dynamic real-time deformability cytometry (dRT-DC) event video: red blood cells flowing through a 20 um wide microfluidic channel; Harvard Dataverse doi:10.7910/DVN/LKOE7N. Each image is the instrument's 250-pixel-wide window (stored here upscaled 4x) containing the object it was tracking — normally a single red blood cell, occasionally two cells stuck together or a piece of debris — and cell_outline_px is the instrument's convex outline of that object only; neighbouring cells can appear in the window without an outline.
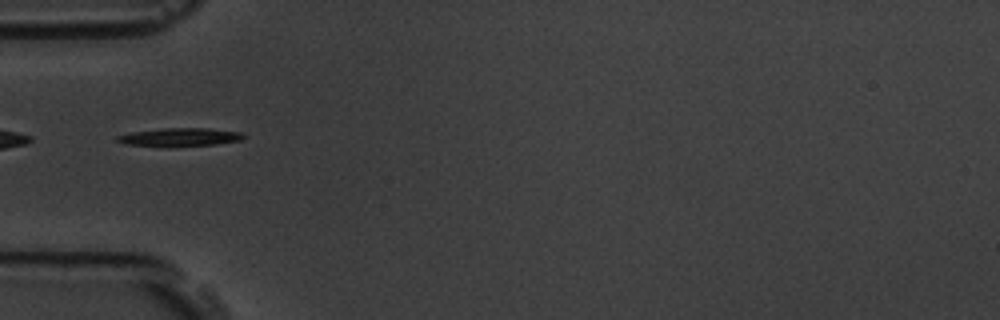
{"species": "common noctule bat (a hibernating species)", "species_latin": "Nyctalus noctula", "temperature_condition": "room temperature", "stored_images_in_passage": 4, "camera_frame_rate_fps": 3000, "um_per_image_px": 0.085, "animal": {"sex": "male", "body_mass_g": 19.5, "forearm_length_mm": 54.6}, "frame": {"image": 1, "passage_image": 2, "time_ms": 2.0, "image_size_px": [1000, 320], "cell_outline_px": [[244, 136], [240, 140], [216, 144], [168, 148], [160, 148], [124, 144], [116, 140], [116, 136], [132, 132], [164, 128], [208, 128], [240, 132]], "centroid_in_image_um": [15.2, 11.68], "position_along_channel_um": 69.8, "area_um2": 13.81}}
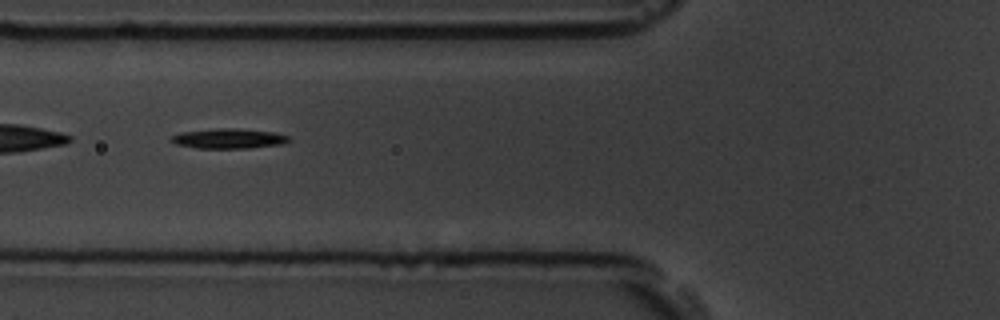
{"frame": {"image": 2, "passage_image": 3, "time_ms": 3.0, "image_size_px": [1000, 320], "cell_outline_px": [[288, 140], [284, 144], [248, 148], [196, 148], [176, 144], [168, 140], [172, 136], [180, 132], [216, 128], [236, 128], [276, 132], [288, 136]], "centroid_in_image_um": [19.41, 11.77], "position_along_channel_um": 106.4, "area_um2": 13.76}}
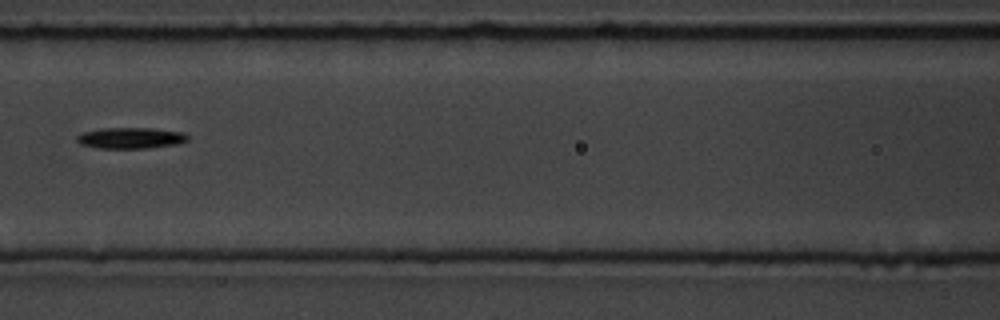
{"frame": {"image": 3, "passage_image": 4, "time_ms": 4.333, "image_size_px": [1000, 320], "cell_outline_px": [[188, 140], [180, 144], [148, 148], [100, 148], [80, 144], [76, 140], [76, 136], [84, 132], [104, 128], [152, 128], [184, 132], [188, 136]], "centroid_in_image_um": [11.15, 11.73], "position_along_channel_um": 155.5, "area_um2": 13.64}}